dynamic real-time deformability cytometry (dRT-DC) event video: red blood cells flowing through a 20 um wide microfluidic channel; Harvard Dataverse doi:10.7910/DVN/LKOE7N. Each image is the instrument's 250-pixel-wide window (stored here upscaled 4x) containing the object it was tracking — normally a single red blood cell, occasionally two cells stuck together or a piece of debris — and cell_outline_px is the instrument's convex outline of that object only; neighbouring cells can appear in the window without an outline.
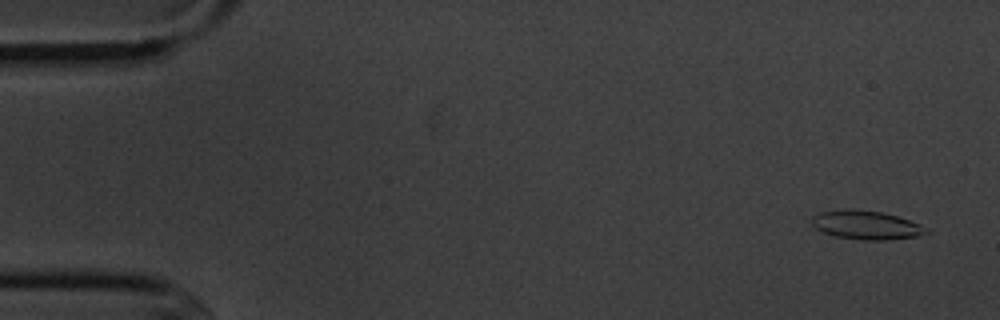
{"species": "common noctule bat (a hibernating species)", "species_latin": "Nyctalus noctula", "temperature_condition": "cold", "stored_images_in_passage": 6, "camera_frame_rate_fps": 3000, "um_per_image_px": 0.085, "animal": {"sex": "male", "body_mass_g": 20.1, "forearm_length_mm": 53.5}, "frame": {"image": 1, "passage_image": 1, "time_ms": 0.0, "image_size_px": [1000, 320], "cell_outline_px": [[932, 232], [920, 236], [884, 240], [860, 240], [836, 236], [824, 232], [816, 228], [812, 224], [812, 216], [820, 212], [848, 208], [880, 212], [896, 216], [920, 224], [928, 228]], "centroid_in_image_um": [73.66, 19.13], "position_along_channel_um": 11.3, "area_um2": 19.19}}
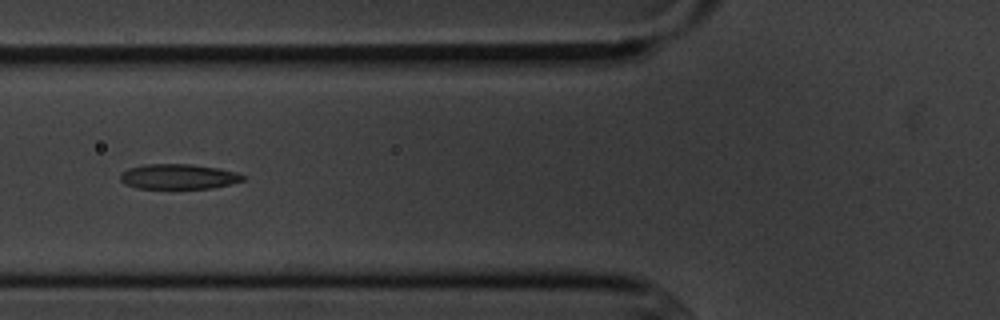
{"frame": {"image": 2, "passage_image": 6, "time_ms": 6.0, "image_size_px": [1000, 320], "cell_outline_px": [[244, 180], [212, 188], [136, 188], [124, 184], [120, 180], [120, 172], [128, 168], [144, 164], [192, 164], [216, 168], [236, 172], [244, 176]], "centroid_in_image_um": [15.1, 15.0], "position_along_channel_um": 110.7, "area_um2": 17.86}}